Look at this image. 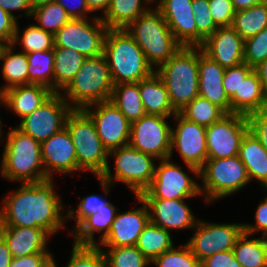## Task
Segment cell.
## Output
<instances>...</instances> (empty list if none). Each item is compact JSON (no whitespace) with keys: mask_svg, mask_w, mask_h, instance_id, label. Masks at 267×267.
<instances>
[{"mask_svg":"<svg viewBox=\"0 0 267 267\" xmlns=\"http://www.w3.org/2000/svg\"><path fill=\"white\" fill-rule=\"evenodd\" d=\"M53 92L37 84H25L7 89L3 93V104L23 119L36 110Z\"/></svg>","mask_w":267,"mask_h":267,"instance_id":"obj_25","label":"cell"},{"mask_svg":"<svg viewBox=\"0 0 267 267\" xmlns=\"http://www.w3.org/2000/svg\"><path fill=\"white\" fill-rule=\"evenodd\" d=\"M138 85L146 114L173 117L177 113L170 102L168 90L156 71L139 81Z\"/></svg>","mask_w":267,"mask_h":267,"instance_id":"obj_27","label":"cell"},{"mask_svg":"<svg viewBox=\"0 0 267 267\" xmlns=\"http://www.w3.org/2000/svg\"><path fill=\"white\" fill-rule=\"evenodd\" d=\"M41 158L47 179L56 173L70 176L78 172L75 145L66 127L41 143Z\"/></svg>","mask_w":267,"mask_h":267,"instance_id":"obj_18","label":"cell"},{"mask_svg":"<svg viewBox=\"0 0 267 267\" xmlns=\"http://www.w3.org/2000/svg\"><path fill=\"white\" fill-rule=\"evenodd\" d=\"M39 28L54 35L58 32L71 18L67 15L66 10L57 2L44 4L33 9L31 19Z\"/></svg>","mask_w":267,"mask_h":267,"instance_id":"obj_40","label":"cell"},{"mask_svg":"<svg viewBox=\"0 0 267 267\" xmlns=\"http://www.w3.org/2000/svg\"><path fill=\"white\" fill-rule=\"evenodd\" d=\"M54 255L52 253H35L12 258L9 267H52Z\"/></svg>","mask_w":267,"mask_h":267,"instance_id":"obj_50","label":"cell"},{"mask_svg":"<svg viewBox=\"0 0 267 267\" xmlns=\"http://www.w3.org/2000/svg\"><path fill=\"white\" fill-rule=\"evenodd\" d=\"M160 115L146 114L131 123L129 145L157 160L167 159L171 152L172 126Z\"/></svg>","mask_w":267,"mask_h":267,"instance_id":"obj_13","label":"cell"},{"mask_svg":"<svg viewBox=\"0 0 267 267\" xmlns=\"http://www.w3.org/2000/svg\"><path fill=\"white\" fill-rule=\"evenodd\" d=\"M201 195L206 203L229 197L243 189L251 181L239 156L207 159L200 170Z\"/></svg>","mask_w":267,"mask_h":267,"instance_id":"obj_9","label":"cell"},{"mask_svg":"<svg viewBox=\"0 0 267 267\" xmlns=\"http://www.w3.org/2000/svg\"><path fill=\"white\" fill-rule=\"evenodd\" d=\"M12 44L0 45V61H2L1 75L5 85L2 91L15 86L28 84V59L26 53L16 52Z\"/></svg>","mask_w":267,"mask_h":267,"instance_id":"obj_31","label":"cell"},{"mask_svg":"<svg viewBox=\"0 0 267 267\" xmlns=\"http://www.w3.org/2000/svg\"><path fill=\"white\" fill-rule=\"evenodd\" d=\"M186 199H143L149 210L150 222L168 232L194 229L198 218L194 216Z\"/></svg>","mask_w":267,"mask_h":267,"instance_id":"obj_20","label":"cell"},{"mask_svg":"<svg viewBox=\"0 0 267 267\" xmlns=\"http://www.w3.org/2000/svg\"><path fill=\"white\" fill-rule=\"evenodd\" d=\"M110 0H86L87 7L91 13L102 11L103 16L107 12Z\"/></svg>","mask_w":267,"mask_h":267,"instance_id":"obj_56","label":"cell"},{"mask_svg":"<svg viewBox=\"0 0 267 267\" xmlns=\"http://www.w3.org/2000/svg\"><path fill=\"white\" fill-rule=\"evenodd\" d=\"M103 55L114 85L139 82L155 71L126 29H108Z\"/></svg>","mask_w":267,"mask_h":267,"instance_id":"obj_3","label":"cell"},{"mask_svg":"<svg viewBox=\"0 0 267 267\" xmlns=\"http://www.w3.org/2000/svg\"><path fill=\"white\" fill-rule=\"evenodd\" d=\"M201 267H242L232 250L218 252L201 262Z\"/></svg>","mask_w":267,"mask_h":267,"instance_id":"obj_52","label":"cell"},{"mask_svg":"<svg viewBox=\"0 0 267 267\" xmlns=\"http://www.w3.org/2000/svg\"><path fill=\"white\" fill-rule=\"evenodd\" d=\"M231 27L245 40L267 28V1L237 11Z\"/></svg>","mask_w":267,"mask_h":267,"instance_id":"obj_36","label":"cell"},{"mask_svg":"<svg viewBox=\"0 0 267 267\" xmlns=\"http://www.w3.org/2000/svg\"><path fill=\"white\" fill-rule=\"evenodd\" d=\"M0 7L7 12L8 14H10L12 17H14L16 20L18 18H21L24 16H26V18H30L32 17L33 14V9L31 7L30 1L29 0H0ZM21 11L24 14H19V15H15L13 12L14 11ZM23 10V11H22ZM18 17V18H17Z\"/></svg>","mask_w":267,"mask_h":267,"instance_id":"obj_55","label":"cell"},{"mask_svg":"<svg viewBox=\"0 0 267 267\" xmlns=\"http://www.w3.org/2000/svg\"><path fill=\"white\" fill-rule=\"evenodd\" d=\"M170 159L175 149L191 173L200 177L207 160L206 127L184 118L179 112L173 116Z\"/></svg>","mask_w":267,"mask_h":267,"instance_id":"obj_12","label":"cell"},{"mask_svg":"<svg viewBox=\"0 0 267 267\" xmlns=\"http://www.w3.org/2000/svg\"><path fill=\"white\" fill-rule=\"evenodd\" d=\"M3 122H2V120H1V118H0V142L3 140V139H1V138H3Z\"/></svg>","mask_w":267,"mask_h":267,"instance_id":"obj_61","label":"cell"},{"mask_svg":"<svg viewBox=\"0 0 267 267\" xmlns=\"http://www.w3.org/2000/svg\"><path fill=\"white\" fill-rule=\"evenodd\" d=\"M19 23L17 22L12 45L21 44L22 52L48 51L54 48V35L39 28L35 23L29 24L21 34ZM21 35V36H20Z\"/></svg>","mask_w":267,"mask_h":267,"instance_id":"obj_38","label":"cell"},{"mask_svg":"<svg viewBox=\"0 0 267 267\" xmlns=\"http://www.w3.org/2000/svg\"><path fill=\"white\" fill-rule=\"evenodd\" d=\"M53 182L21 183L8 193L1 199L0 226L42 228L51 238L66 228L67 213Z\"/></svg>","mask_w":267,"mask_h":267,"instance_id":"obj_1","label":"cell"},{"mask_svg":"<svg viewBox=\"0 0 267 267\" xmlns=\"http://www.w3.org/2000/svg\"><path fill=\"white\" fill-rule=\"evenodd\" d=\"M135 246L152 262L157 256L170 250L174 241L170 232L149 221Z\"/></svg>","mask_w":267,"mask_h":267,"instance_id":"obj_35","label":"cell"},{"mask_svg":"<svg viewBox=\"0 0 267 267\" xmlns=\"http://www.w3.org/2000/svg\"><path fill=\"white\" fill-rule=\"evenodd\" d=\"M162 15L182 46H197V26L192 0H154Z\"/></svg>","mask_w":267,"mask_h":267,"instance_id":"obj_21","label":"cell"},{"mask_svg":"<svg viewBox=\"0 0 267 267\" xmlns=\"http://www.w3.org/2000/svg\"><path fill=\"white\" fill-rule=\"evenodd\" d=\"M200 47L225 69L244 63V39L231 26L219 27Z\"/></svg>","mask_w":267,"mask_h":267,"instance_id":"obj_22","label":"cell"},{"mask_svg":"<svg viewBox=\"0 0 267 267\" xmlns=\"http://www.w3.org/2000/svg\"><path fill=\"white\" fill-rule=\"evenodd\" d=\"M12 258L13 257L8 249L7 243L0 236V267H9Z\"/></svg>","mask_w":267,"mask_h":267,"instance_id":"obj_57","label":"cell"},{"mask_svg":"<svg viewBox=\"0 0 267 267\" xmlns=\"http://www.w3.org/2000/svg\"><path fill=\"white\" fill-rule=\"evenodd\" d=\"M65 10L71 19H87L91 14L86 0H56Z\"/></svg>","mask_w":267,"mask_h":267,"instance_id":"obj_54","label":"cell"},{"mask_svg":"<svg viewBox=\"0 0 267 267\" xmlns=\"http://www.w3.org/2000/svg\"><path fill=\"white\" fill-rule=\"evenodd\" d=\"M209 7V0H192V10L197 26L198 47L219 28L213 20Z\"/></svg>","mask_w":267,"mask_h":267,"instance_id":"obj_44","label":"cell"},{"mask_svg":"<svg viewBox=\"0 0 267 267\" xmlns=\"http://www.w3.org/2000/svg\"><path fill=\"white\" fill-rule=\"evenodd\" d=\"M73 109L60 93H53L36 110L20 120L17 128L39 143L65 127V121Z\"/></svg>","mask_w":267,"mask_h":267,"instance_id":"obj_16","label":"cell"},{"mask_svg":"<svg viewBox=\"0 0 267 267\" xmlns=\"http://www.w3.org/2000/svg\"><path fill=\"white\" fill-rule=\"evenodd\" d=\"M114 88L105 56L86 58L83 65L60 92L72 109L110 100Z\"/></svg>","mask_w":267,"mask_h":267,"instance_id":"obj_6","label":"cell"},{"mask_svg":"<svg viewBox=\"0 0 267 267\" xmlns=\"http://www.w3.org/2000/svg\"><path fill=\"white\" fill-rule=\"evenodd\" d=\"M148 8L136 18L126 31L142 49L148 63L156 70L167 62L182 45L175 39L161 10Z\"/></svg>","mask_w":267,"mask_h":267,"instance_id":"obj_5","label":"cell"},{"mask_svg":"<svg viewBox=\"0 0 267 267\" xmlns=\"http://www.w3.org/2000/svg\"><path fill=\"white\" fill-rule=\"evenodd\" d=\"M102 248L107 267H149L151 261L134 246Z\"/></svg>","mask_w":267,"mask_h":267,"instance_id":"obj_41","label":"cell"},{"mask_svg":"<svg viewBox=\"0 0 267 267\" xmlns=\"http://www.w3.org/2000/svg\"><path fill=\"white\" fill-rule=\"evenodd\" d=\"M193 235L186 242L192 253L202 262L218 252L233 250L243 233V223H214L198 220Z\"/></svg>","mask_w":267,"mask_h":267,"instance_id":"obj_14","label":"cell"},{"mask_svg":"<svg viewBox=\"0 0 267 267\" xmlns=\"http://www.w3.org/2000/svg\"><path fill=\"white\" fill-rule=\"evenodd\" d=\"M83 110L93 120L97 134L108 151L129 145L131 122L112 101L95 103Z\"/></svg>","mask_w":267,"mask_h":267,"instance_id":"obj_17","label":"cell"},{"mask_svg":"<svg viewBox=\"0 0 267 267\" xmlns=\"http://www.w3.org/2000/svg\"><path fill=\"white\" fill-rule=\"evenodd\" d=\"M158 161L150 186L139 195L141 199H192L202 196L200 183L179 164L173 163L170 158Z\"/></svg>","mask_w":267,"mask_h":267,"instance_id":"obj_10","label":"cell"},{"mask_svg":"<svg viewBox=\"0 0 267 267\" xmlns=\"http://www.w3.org/2000/svg\"><path fill=\"white\" fill-rule=\"evenodd\" d=\"M156 267H201V262L192 253L190 247L185 244L176 248L173 246L160 256H157L151 265Z\"/></svg>","mask_w":267,"mask_h":267,"instance_id":"obj_43","label":"cell"},{"mask_svg":"<svg viewBox=\"0 0 267 267\" xmlns=\"http://www.w3.org/2000/svg\"><path fill=\"white\" fill-rule=\"evenodd\" d=\"M29 1H30L32 9H35L39 6H42L44 4H49V3L54 2L56 0H29Z\"/></svg>","mask_w":267,"mask_h":267,"instance_id":"obj_60","label":"cell"},{"mask_svg":"<svg viewBox=\"0 0 267 267\" xmlns=\"http://www.w3.org/2000/svg\"><path fill=\"white\" fill-rule=\"evenodd\" d=\"M67 266L65 267H107L102 248L97 245L73 244ZM52 267H57L53 258Z\"/></svg>","mask_w":267,"mask_h":267,"instance_id":"obj_42","label":"cell"},{"mask_svg":"<svg viewBox=\"0 0 267 267\" xmlns=\"http://www.w3.org/2000/svg\"><path fill=\"white\" fill-rule=\"evenodd\" d=\"M0 236L13 258L35 253H52L47 247L50 235L42 228L0 226Z\"/></svg>","mask_w":267,"mask_h":267,"instance_id":"obj_24","label":"cell"},{"mask_svg":"<svg viewBox=\"0 0 267 267\" xmlns=\"http://www.w3.org/2000/svg\"><path fill=\"white\" fill-rule=\"evenodd\" d=\"M238 156L247 169L250 181H258L267 192V150L249 131L242 139Z\"/></svg>","mask_w":267,"mask_h":267,"instance_id":"obj_28","label":"cell"},{"mask_svg":"<svg viewBox=\"0 0 267 267\" xmlns=\"http://www.w3.org/2000/svg\"><path fill=\"white\" fill-rule=\"evenodd\" d=\"M231 113L249 115L267 105V95L262 82L252 70L241 82L240 95L230 98Z\"/></svg>","mask_w":267,"mask_h":267,"instance_id":"obj_29","label":"cell"},{"mask_svg":"<svg viewBox=\"0 0 267 267\" xmlns=\"http://www.w3.org/2000/svg\"><path fill=\"white\" fill-rule=\"evenodd\" d=\"M264 241L267 243V231L265 232V234L262 236Z\"/></svg>","mask_w":267,"mask_h":267,"instance_id":"obj_63","label":"cell"},{"mask_svg":"<svg viewBox=\"0 0 267 267\" xmlns=\"http://www.w3.org/2000/svg\"><path fill=\"white\" fill-rule=\"evenodd\" d=\"M137 202L142 204L135 209L126 212H118L108 235L97 244L100 248L134 246L149 223V210L146 203L139 196H135Z\"/></svg>","mask_w":267,"mask_h":267,"instance_id":"obj_19","label":"cell"},{"mask_svg":"<svg viewBox=\"0 0 267 267\" xmlns=\"http://www.w3.org/2000/svg\"><path fill=\"white\" fill-rule=\"evenodd\" d=\"M28 67V84L47 87L54 93V49L26 54Z\"/></svg>","mask_w":267,"mask_h":267,"instance_id":"obj_37","label":"cell"},{"mask_svg":"<svg viewBox=\"0 0 267 267\" xmlns=\"http://www.w3.org/2000/svg\"><path fill=\"white\" fill-rule=\"evenodd\" d=\"M68 129L75 145L78 171H89L97 177L105 172L109 165V151L101 142L96 126L83 109H73L66 118Z\"/></svg>","mask_w":267,"mask_h":267,"instance_id":"obj_8","label":"cell"},{"mask_svg":"<svg viewBox=\"0 0 267 267\" xmlns=\"http://www.w3.org/2000/svg\"><path fill=\"white\" fill-rule=\"evenodd\" d=\"M119 211V208L113 203H109L95 214L89 215L72 233L73 244L76 245H97L109 233L111 225ZM96 232L101 233L97 239H94Z\"/></svg>","mask_w":267,"mask_h":267,"instance_id":"obj_26","label":"cell"},{"mask_svg":"<svg viewBox=\"0 0 267 267\" xmlns=\"http://www.w3.org/2000/svg\"><path fill=\"white\" fill-rule=\"evenodd\" d=\"M249 131L246 115L227 113L206 127L207 159L237 156L243 137Z\"/></svg>","mask_w":267,"mask_h":267,"instance_id":"obj_15","label":"cell"},{"mask_svg":"<svg viewBox=\"0 0 267 267\" xmlns=\"http://www.w3.org/2000/svg\"><path fill=\"white\" fill-rule=\"evenodd\" d=\"M244 63L254 68L267 60V28L244 40Z\"/></svg>","mask_w":267,"mask_h":267,"instance_id":"obj_45","label":"cell"},{"mask_svg":"<svg viewBox=\"0 0 267 267\" xmlns=\"http://www.w3.org/2000/svg\"><path fill=\"white\" fill-rule=\"evenodd\" d=\"M253 70L247 63L226 68L223 78V88L230 99L233 95H240L241 82Z\"/></svg>","mask_w":267,"mask_h":267,"instance_id":"obj_47","label":"cell"},{"mask_svg":"<svg viewBox=\"0 0 267 267\" xmlns=\"http://www.w3.org/2000/svg\"><path fill=\"white\" fill-rule=\"evenodd\" d=\"M87 19H70L54 34V47L72 49L86 58L103 54L108 28L98 15Z\"/></svg>","mask_w":267,"mask_h":267,"instance_id":"obj_11","label":"cell"},{"mask_svg":"<svg viewBox=\"0 0 267 267\" xmlns=\"http://www.w3.org/2000/svg\"><path fill=\"white\" fill-rule=\"evenodd\" d=\"M198 70L199 96L216 104L226 113H231L230 99L222 84L225 68L206 55L201 47H199Z\"/></svg>","mask_w":267,"mask_h":267,"instance_id":"obj_23","label":"cell"},{"mask_svg":"<svg viewBox=\"0 0 267 267\" xmlns=\"http://www.w3.org/2000/svg\"><path fill=\"white\" fill-rule=\"evenodd\" d=\"M179 113L189 121L208 127L220 120L227 113L208 99L195 97Z\"/></svg>","mask_w":267,"mask_h":267,"instance_id":"obj_39","label":"cell"},{"mask_svg":"<svg viewBox=\"0 0 267 267\" xmlns=\"http://www.w3.org/2000/svg\"><path fill=\"white\" fill-rule=\"evenodd\" d=\"M152 4L154 0H110L107 12L99 17L108 29H126Z\"/></svg>","mask_w":267,"mask_h":267,"instance_id":"obj_30","label":"cell"},{"mask_svg":"<svg viewBox=\"0 0 267 267\" xmlns=\"http://www.w3.org/2000/svg\"><path fill=\"white\" fill-rule=\"evenodd\" d=\"M253 70L256 72L258 79L262 82L264 91L267 95V60L259 63Z\"/></svg>","mask_w":267,"mask_h":267,"instance_id":"obj_58","label":"cell"},{"mask_svg":"<svg viewBox=\"0 0 267 267\" xmlns=\"http://www.w3.org/2000/svg\"><path fill=\"white\" fill-rule=\"evenodd\" d=\"M244 232L250 235L262 232V236L267 231V193L265 198L257 205L255 211V223H243Z\"/></svg>","mask_w":267,"mask_h":267,"instance_id":"obj_51","label":"cell"},{"mask_svg":"<svg viewBox=\"0 0 267 267\" xmlns=\"http://www.w3.org/2000/svg\"><path fill=\"white\" fill-rule=\"evenodd\" d=\"M1 87L2 86H0V107H1V105L3 104V91H2V89H1Z\"/></svg>","mask_w":267,"mask_h":267,"instance_id":"obj_62","label":"cell"},{"mask_svg":"<svg viewBox=\"0 0 267 267\" xmlns=\"http://www.w3.org/2000/svg\"><path fill=\"white\" fill-rule=\"evenodd\" d=\"M110 101L131 123L146 115L138 82L114 85Z\"/></svg>","mask_w":267,"mask_h":267,"instance_id":"obj_34","label":"cell"},{"mask_svg":"<svg viewBox=\"0 0 267 267\" xmlns=\"http://www.w3.org/2000/svg\"><path fill=\"white\" fill-rule=\"evenodd\" d=\"M209 9L219 27L231 26L236 10L231 0H209Z\"/></svg>","mask_w":267,"mask_h":267,"instance_id":"obj_48","label":"cell"},{"mask_svg":"<svg viewBox=\"0 0 267 267\" xmlns=\"http://www.w3.org/2000/svg\"><path fill=\"white\" fill-rule=\"evenodd\" d=\"M54 93H60L75 77L86 57L68 48L54 47Z\"/></svg>","mask_w":267,"mask_h":267,"instance_id":"obj_32","label":"cell"},{"mask_svg":"<svg viewBox=\"0 0 267 267\" xmlns=\"http://www.w3.org/2000/svg\"><path fill=\"white\" fill-rule=\"evenodd\" d=\"M198 46H182L155 71L162 78L173 108L179 112L199 96Z\"/></svg>","mask_w":267,"mask_h":267,"instance_id":"obj_7","label":"cell"},{"mask_svg":"<svg viewBox=\"0 0 267 267\" xmlns=\"http://www.w3.org/2000/svg\"><path fill=\"white\" fill-rule=\"evenodd\" d=\"M233 2V6L237 11L248 9L255 4L267 1V0H231Z\"/></svg>","mask_w":267,"mask_h":267,"instance_id":"obj_59","label":"cell"},{"mask_svg":"<svg viewBox=\"0 0 267 267\" xmlns=\"http://www.w3.org/2000/svg\"><path fill=\"white\" fill-rule=\"evenodd\" d=\"M0 165V175L12 182L33 183L46 180L41 143L17 127L8 130Z\"/></svg>","mask_w":267,"mask_h":267,"instance_id":"obj_2","label":"cell"},{"mask_svg":"<svg viewBox=\"0 0 267 267\" xmlns=\"http://www.w3.org/2000/svg\"><path fill=\"white\" fill-rule=\"evenodd\" d=\"M246 117L249 125V132H251L267 150V105Z\"/></svg>","mask_w":267,"mask_h":267,"instance_id":"obj_49","label":"cell"},{"mask_svg":"<svg viewBox=\"0 0 267 267\" xmlns=\"http://www.w3.org/2000/svg\"><path fill=\"white\" fill-rule=\"evenodd\" d=\"M232 251L242 267H267V243L262 235L252 238L243 231Z\"/></svg>","mask_w":267,"mask_h":267,"instance_id":"obj_33","label":"cell"},{"mask_svg":"<svg viewBox=\"0 0 267 267\" xmlns=\"http://www.w3.org/2000/svg\"><path fill=\"white\" fill-rule=\"evenodd\" d=\"M110 202L106 198L97 195L90 194L84 196L77 204V209H67V220L74 219L76 224L73 227V231L89 216L95 214L97 210H100L104 206L108 205Z\"/></svg>","mask_w":267,"mask_h":267,"instance_id":"obj_46","label":"cell"},{"mask_svg":"<svg viewBox=\"0 0 267 267\" xmlns=\"http://www.w3.org/2000/svg\"><path fill=\"white\" fill-rule=\"evenodd\" d=\"M108 157L109 160L114 157V172L111 173L112 169L108 165L101 177H97L106 196L117 182L127 186L135 196H139L150 186L155 175L154 162L158 161L155 157L130 145L109 151Z\"/></svg>","mask_w":267,"mask_h":267,"instance_id":"obj_4","label":"cell"},{"mask_svg":"<svg viewBox=\"0 0 267 267\" xmlns=\"http://www.w3.org/2000/svg\"><path fill=\"white\" fill-rule=\"evenodd\" d=\"M17 21L0 7V45L12 43Z\"/></svg>","mask_w":267,"mask_h":267,"instance_id":"obj_53","label":"cell"}]
</instances>
